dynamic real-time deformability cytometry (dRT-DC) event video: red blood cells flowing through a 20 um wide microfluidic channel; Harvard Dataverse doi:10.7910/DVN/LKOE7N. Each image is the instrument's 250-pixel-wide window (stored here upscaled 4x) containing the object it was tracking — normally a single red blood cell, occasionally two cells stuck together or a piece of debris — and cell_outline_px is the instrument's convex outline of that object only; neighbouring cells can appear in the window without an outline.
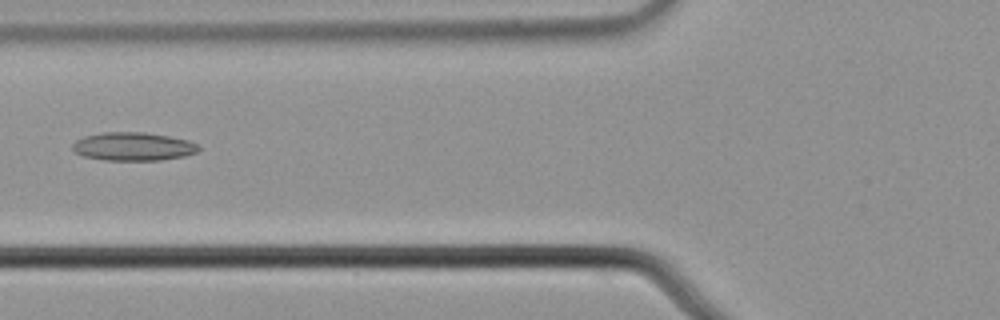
{"species": "common noctule bat (a hibernating species)", "species_latin": "Nyctalus noctula", "temperature_condition": "cold", "stored_images_in_passage": 2, "camera_frame_rate_fps": 3000, "um_per_image_px": 0.085, "animal": {"sex": "male", "body_mass_g": 21.5, "forearm_length_mm": 52.0}, "frame": {"image": 1, "passage_image": 2, "time_ms": 0.333, "image_size_px": [1000, 320], "cell_outline_px": [[200, 148], [196, 152], [184, 156], [160, 160], [104, 160], [84, 156], [76, 152], [72, 148], [72, 144], [76, 140], [84, 136], [104, 132], [144, 132], [168, 136], [188, 140], [200, 144]], "centroid_in_image_um": [11.33, 12.45], "position_along_channel_um": 114.5, "area_um2": 20.81}}